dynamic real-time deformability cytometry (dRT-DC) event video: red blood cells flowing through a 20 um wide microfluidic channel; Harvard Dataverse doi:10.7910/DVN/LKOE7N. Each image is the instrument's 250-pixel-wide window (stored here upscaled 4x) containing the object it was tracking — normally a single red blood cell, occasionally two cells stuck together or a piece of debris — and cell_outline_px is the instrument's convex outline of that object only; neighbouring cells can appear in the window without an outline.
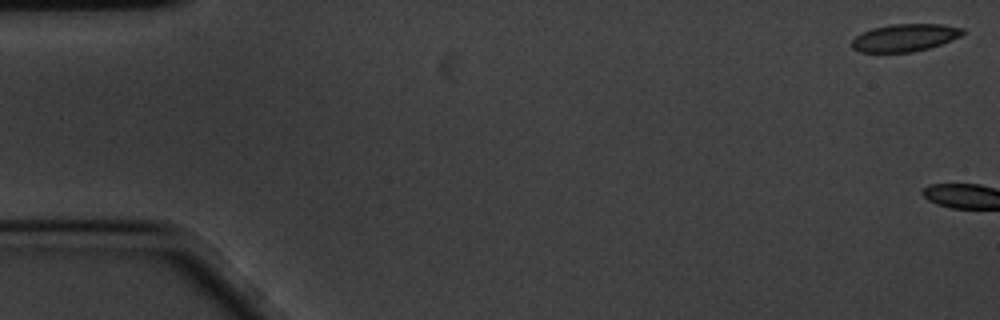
{"species": "common noctule bat (a hibernating species)", "species_latin": "Nyctalus noctula", "temperature_condition": "cold", "stored_images_in_passage": 4, "camera_frame_rate_fps": 3000, "um_per_image_px": 0.085, "animal": {"sex": "male", "body_mass_g": 20.1, "forearm_length_mm": 53.5}, "frame": {"image": 1, "passage_image": 1, "time_ms": 0.0, "image_size_px": [1000, 320], "cell_outline_px": [[964, 32], [960, 36], [952, 40], [928, 48], [912, 52], [860, 52], [852, 48], [852, 40], [856, 36], [872, 28], [892, 24], [944, 24], [964, 28]], "centroid_in_image_um": [76.92, 3.2], "position_along_channel_um": 8.1, "area_um2": 17.69}}